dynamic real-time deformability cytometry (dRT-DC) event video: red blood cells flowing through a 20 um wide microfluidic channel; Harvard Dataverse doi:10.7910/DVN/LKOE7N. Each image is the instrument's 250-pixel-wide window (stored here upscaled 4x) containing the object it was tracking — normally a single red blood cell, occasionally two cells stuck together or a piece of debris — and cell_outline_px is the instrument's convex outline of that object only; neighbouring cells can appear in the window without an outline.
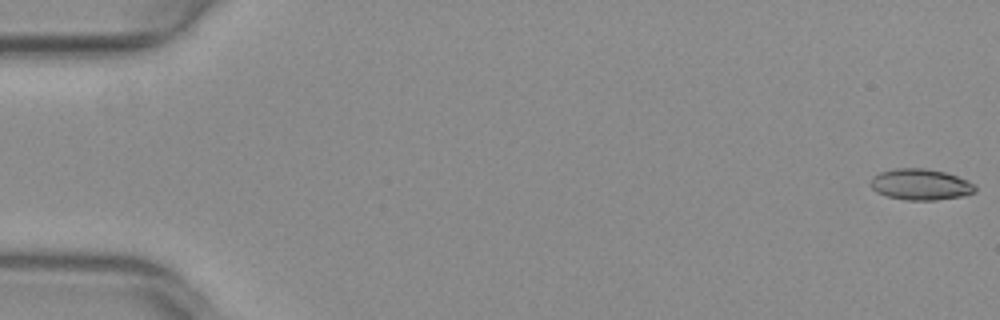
{"species": "common noctule bat (a hibernating species)", "species_latin": "Nyctalus noctula", "temperature_condition": "warm", "stored_images_in_passage": 4, "camera_frame_rate_fps": 3000, "um_per_image_px": 0.085, "animal": {"sex": "female", "body_mass_g": 29.2, "forearm_length_mm": 56.3}, "frame": {"image": 1, "passage_image": 1, "time_ms": 0.0, "image_size_px": [1000, 320], "cell_outline_px": [[976, 192], [964, 196], [936, 200], [908, 200], [888, 196], [876, 192], [872, 188], [872, 176], [880, 172], [892, 168], [924, 168], [944, 172], [968, 180], [976, 184]], "centroid_in_image_um": [78.28, 15.68], "position_along_channel_um": 6.7, "area_um2": 19.02}}